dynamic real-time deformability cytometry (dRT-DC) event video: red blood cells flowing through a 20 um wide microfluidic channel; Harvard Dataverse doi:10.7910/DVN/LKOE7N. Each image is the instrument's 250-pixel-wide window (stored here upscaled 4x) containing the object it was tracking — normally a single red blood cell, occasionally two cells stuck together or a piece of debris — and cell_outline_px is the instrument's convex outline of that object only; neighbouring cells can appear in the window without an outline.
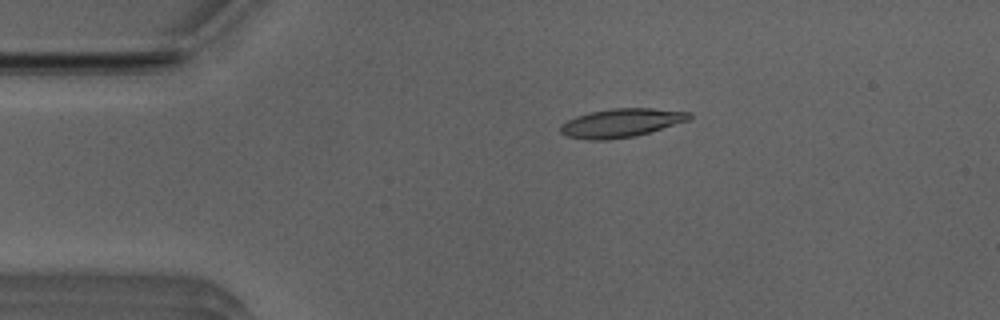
{"species": "Egyptian fruit bat (a non-hibernating species)", "species_latin": "Rousettus aegyptiacus", "temperature_condition": "room temperature", "stored_images_in_passage": 43, "camera_frame_rate_fps": 3000, "um_per_image_px": 0.085, "animal": {"sex": "male"}, "frame": {"image": 1, "passage_image": 2, "time_ms": 0.333, "image_size_px": [1000, 320], "cell_outline_px": [[692, 116], [688, 120], [636, 136], [608, 140], [588, 140], [568, 136], [560, 132], [560, 124], [576, 116], [592, 112], [612, 108], [652, 108], [692, 112]], "centroid_in_image_um": [52.8, 10.45], "position_along_channel_um": 32.2, "area_um2": 21.39}}
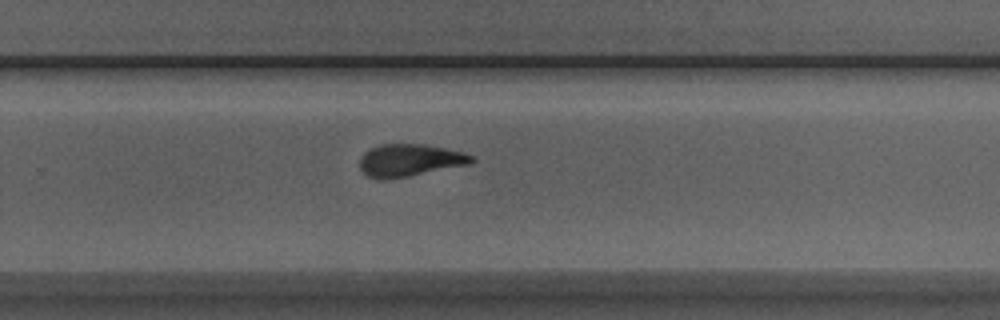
{"frame": {"image": 2, "passage_image": 25, "time_ms": 8.0, "image_size_px": [1000, 320], "cell_outline_px": [[476, 160], [468, 164], [408, 176], [384, 180], [376, 180], [368, 176], [360, 168], [360, 156], [364, 152], [380, 144], [424, 144], [464, 152], [472, 156]], "centroid_in_image_um": [34.79, 13.62], "position_along_channel_um": 295.0, "area_um2": 20.98}}
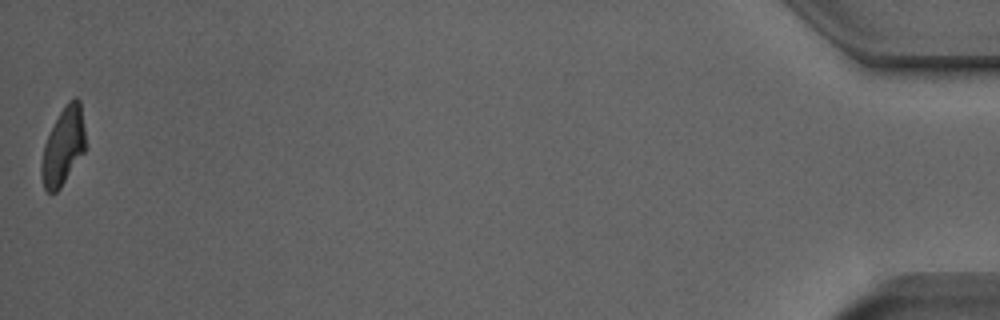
{"frame": {"image": 3, "passage_image": 43, "time_ms": 14.0, "image_size_px": [1000, 320], "cell_outline_px": [[84, 152], [60, 188], [56, 192], [48, 192], [44, 188], [40, 172], [40, 164], [44, 144], [64, 104], [68, 100], [76, 96], [80, 100], [84, 128]], "centroid_in_image_um": [5.36, 12.43], "position_along_channel_um": 429.8, "area_um2": 19.65}, "authors_computed_cell_mechanics": {"area_um2": 21.2704, "velocity_mm_per_s": 3.9784, "shape_relaxation_time_tau1_ms": 5.8562, "shape_relaxation_time_tau2_ms": 2.1081, "deformation_change_tau1": 0.1945, "deformation_change_tau2": 0.109}}